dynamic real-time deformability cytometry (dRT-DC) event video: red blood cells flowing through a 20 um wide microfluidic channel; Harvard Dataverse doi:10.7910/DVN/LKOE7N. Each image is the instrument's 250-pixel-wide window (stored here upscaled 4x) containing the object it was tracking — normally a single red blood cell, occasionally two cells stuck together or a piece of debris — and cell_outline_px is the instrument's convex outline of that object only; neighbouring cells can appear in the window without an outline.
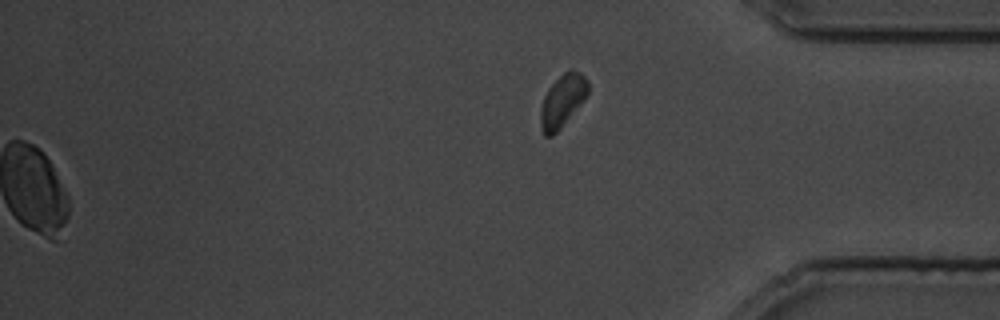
{"species": "common noctule bat (a hibernating species)", "species_latin": "Nyctalus noctula", "temperature_condition": "cold", "stored_images_in_passage": 101, "camera_frame_rate_fps": 3000, "um_per_image_px": 0.085, "animal": {"sex": "male", "body_mass_g": 19.5, "forearm_length_mm": 54.6}, "frame": {"image": 1, "passage_image": 101, "time_ms": 33.333, "image_size_px": [1000, 320], "cell_outline_px": [[588, 92], [584, 100], [560, 128], [552, 136], [544, 136], [540, 124], [540, 112], [544, 96], [548, 88], [568, 68], [572, 68], [580, 72], [588, 80]], "centroid_in_image_um": [47.81, 8.54], "position_along_channel_um": 387.4, "area_um2": 14.45}}